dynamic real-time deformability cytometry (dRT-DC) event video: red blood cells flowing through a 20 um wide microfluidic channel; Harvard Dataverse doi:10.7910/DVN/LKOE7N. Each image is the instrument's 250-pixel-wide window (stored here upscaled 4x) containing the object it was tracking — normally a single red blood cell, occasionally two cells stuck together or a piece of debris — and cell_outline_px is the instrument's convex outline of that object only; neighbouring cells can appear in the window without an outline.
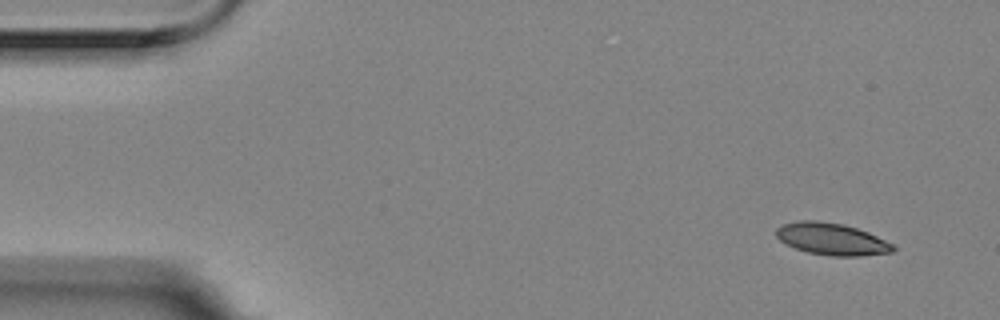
{"species": "Egyptian fruit bat (a non-hibernating species)", "species_latin": "Rousettus aegyptiacus", "temperature_condition": "room temperature", "stored_images_in_passage": 9, "camera_frame_rate_fps": 3000, "um_per_image_px": 0.085, "animal": {"sex": "female"}, "frame": {"image": 1, "passage_image": 1, "time_ms": 0.0, "image_size_px": [1000, 320], "cell_outline_px": [[896, 248], [892, 252], [860, 256], [828, 256], [808, 252], [796, 248], [780, 240], [776, 236], [776, 228], [784, 224], [800, 220], [816, 220], [844, 224], [868, 232], [896, 244]], "centroid_in_image_um": [70.74, 20.32], "position_along_channel_um": 14.3, "area_um2": 21.85}}
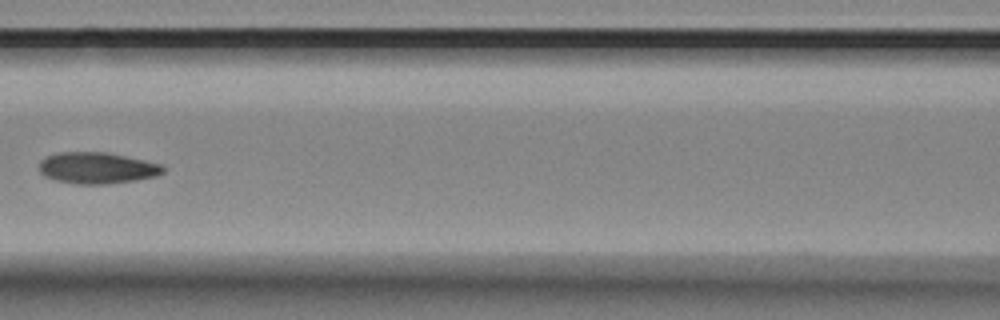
{"frame": {"image": 2, "passage_image": 6, "time_ms": 1.667, "image_size_px": [1000, 320], "cell_outline_px": [[164, 172], [156, 176], [136, 180], [108, 184], [76, 184], [56, 180], [44, 176], [40, 172], [40, 160], [48, 156], [60, 152], [108, 152], [164, 164]], "centroid_in_image_um": [8.29, 14.27], "position_along_channel_um": 158.3, "area_um2": 22.77}}
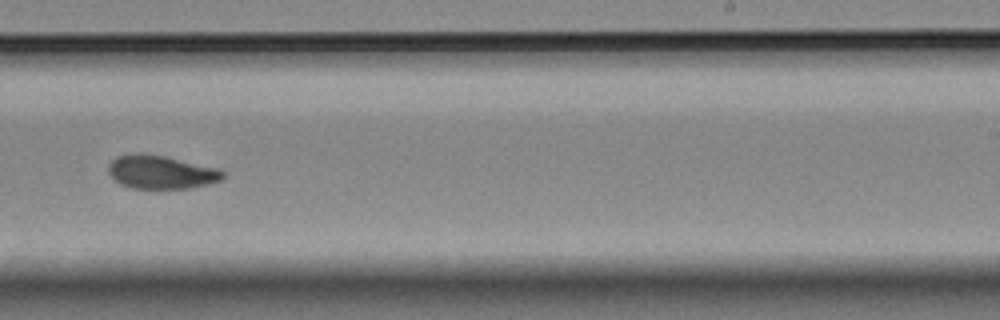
{"frame": {"image": 3, "passage_image": 9, "time_ms": 2.667, "image_size_px": [1000, 320], "cell_outline_px": [[224, 176], [220, 180], [208, 184], [188, 188], [132, 188], [120, 184], [108, 172], [108, 164], [116, 156], [136, 152], [140, 152], [164, 156], [220, 168], [224, 172]], "centroid_in_image_um": [13.68, 14.61], "position_along_channel_um": 275.3, "area_um2": 22.37}}